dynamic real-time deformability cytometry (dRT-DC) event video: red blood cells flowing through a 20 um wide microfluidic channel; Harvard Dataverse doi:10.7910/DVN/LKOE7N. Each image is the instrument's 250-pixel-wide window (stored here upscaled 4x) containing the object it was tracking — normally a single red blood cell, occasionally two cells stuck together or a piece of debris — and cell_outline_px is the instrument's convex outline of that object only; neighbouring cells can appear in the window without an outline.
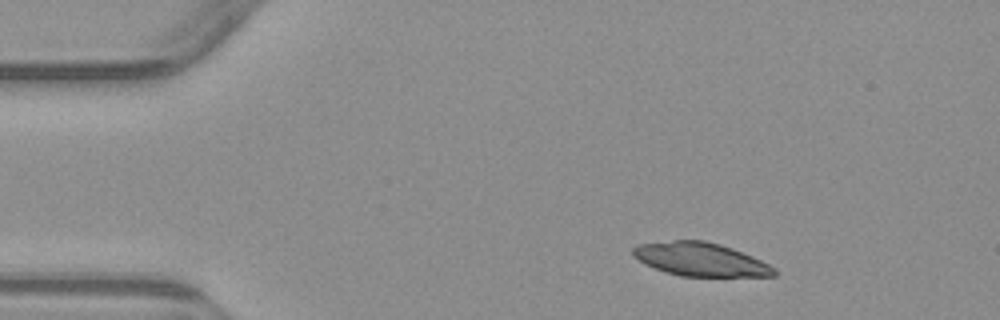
{"species": "common noctule bat (a hibernating species)", "species_latin": "Nyctalus noctula", "temperature_condition": "warm", "stored_images_in_passage": 2, "camera_frame_rate_fps": 3000, "um_per_image_px": 0.085, "animal": {"sex": "male", "body_mass_g": 23.1, "forearm_length_mm": 52.7}, "frame": {"image": 1, "passage_image": 1, "time_ms": 0.0, "image_size_px": [1000, 320], "cell_outline_px": [[776, 276], [680, 276], [664, 272], [644, 264], [632, 256], [632, 248], [640, 244], [672, 240], [704, 240], [720, 244], [732, 248], [752, 256], [776, 268]], "centroid_in_image_um": [59.51, 22.04], "position_along_channel_um": 25.5, "area_um2": 27.57}}